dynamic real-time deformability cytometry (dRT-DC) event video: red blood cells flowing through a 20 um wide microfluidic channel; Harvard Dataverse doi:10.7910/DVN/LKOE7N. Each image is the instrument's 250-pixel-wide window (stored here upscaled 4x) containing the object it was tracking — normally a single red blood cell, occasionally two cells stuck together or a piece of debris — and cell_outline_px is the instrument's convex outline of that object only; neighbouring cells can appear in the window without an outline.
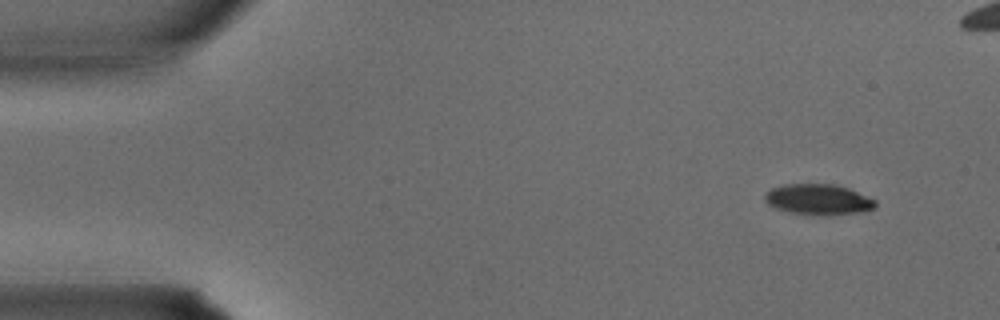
{"species": "common noctule bat (a hibernating species)", "species_latin": "Nyctalus noctula", "temperature_condition": "warm", "stored_images_in_passage": 8, "camera_frame_rate_fps": 3000, "um_per_image_px": 0.085, "animal": {"sex": "male", "body_mass_g": 15.6}, "frame": {"image": 1, "passage_image": 2, "time_ms": 0.333, "image_size_px": [1000, 320], "cell_outline_px": [[876, 208], [864, 212], [828, 216], [820, 216], [788, 212], [772, 208], [764, 200], [764, 196], [772, 188], [784, 184], [832, 184], [848, 188], [876, 200]], "centroid_in_image_um": [69.56, 16.98], "position_along_channel_um": 15.4, "area_um2": 20.11}}